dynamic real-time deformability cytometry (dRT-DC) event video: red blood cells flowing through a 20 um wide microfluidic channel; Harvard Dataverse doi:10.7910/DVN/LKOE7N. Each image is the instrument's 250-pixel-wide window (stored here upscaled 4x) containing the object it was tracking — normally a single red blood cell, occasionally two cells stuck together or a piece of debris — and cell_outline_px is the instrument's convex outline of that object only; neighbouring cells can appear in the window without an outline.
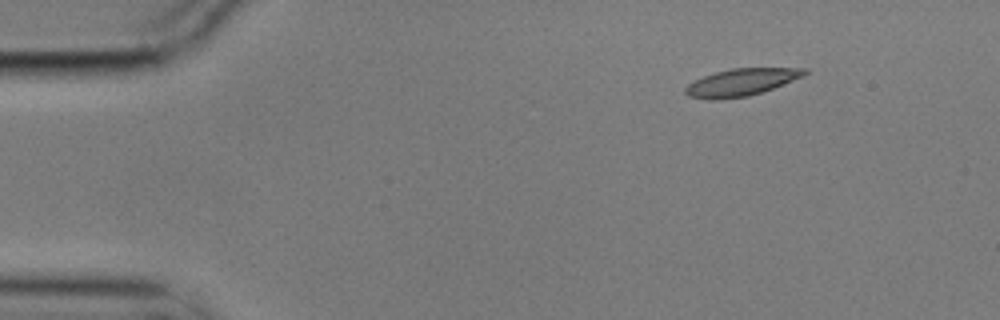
{"species": "common noctule bat (a hibernating species)", "species_latin": "Nyctalus noctula", "temperature_condition": "cold", "stored_images_in_passage": 8, "camera_frame_rate_fps": 3000, "um_per_image_px": 0.085, "animal": {"sex": "male", "body_mass_g": 17.9}, "frame": {"image": 1, "passage_image": 2, "time_ms": 0.333, "image_size_px": [1000, 320], "cell_outline_px": [[808, 72], [804, 76], [772, 88], [748, 96], [720, 100], [708, 100], [688, 96], [684, 92], [684, 88], [688, 84], [704, 76], [716, 72], [732, 68], [808, 68]], "centroid_in_image_um": [62.98, 7.0], "position_along_channel_um": 22.0, "area_um2": 18.84}}
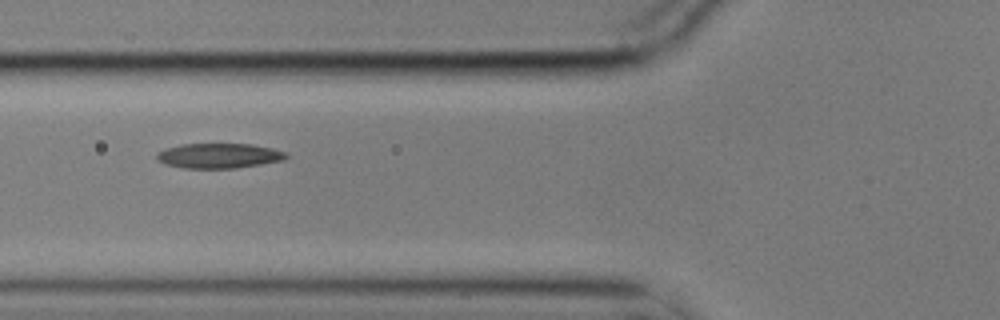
{"frame": {"image": 2, "passage_image": 6, "time_ms": 1.667, "image_size_px": [1000, 320], "cell_outline_px": [[288, 156], [284, 160], [236, 168], [184, 168], [164, 164], [156, 160], [156, 152], [164, 148], [180, 144], [252, 144], [272, 148], [288, 152]], "centroid_in_image_um": [18.58, 13.23], "position_along_channel_um": 107.2, "area_um2": 19.02}}
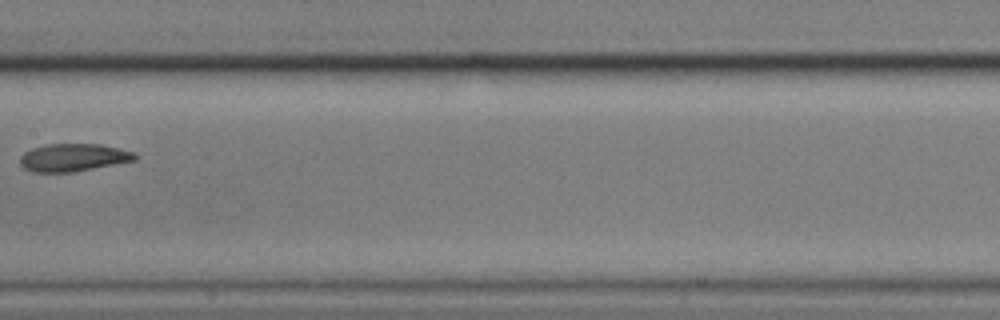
{"frame": {"image": 3, "passage_image": 8, "time_ms": 2.333, "image_size_px": [1000, 320], "cell_outline_px": [[140, 156], [136, 160], [76, 172], [32, 172], [24, 168], [20, 164], [20, 156], [24, 152], [32, 148], [44, 144], [100, 144], [136, 152]], "centroid_in_image_um": [6.25, 13.39], "position_along_channel_um": 201.1, "area_um2": 18.84}}